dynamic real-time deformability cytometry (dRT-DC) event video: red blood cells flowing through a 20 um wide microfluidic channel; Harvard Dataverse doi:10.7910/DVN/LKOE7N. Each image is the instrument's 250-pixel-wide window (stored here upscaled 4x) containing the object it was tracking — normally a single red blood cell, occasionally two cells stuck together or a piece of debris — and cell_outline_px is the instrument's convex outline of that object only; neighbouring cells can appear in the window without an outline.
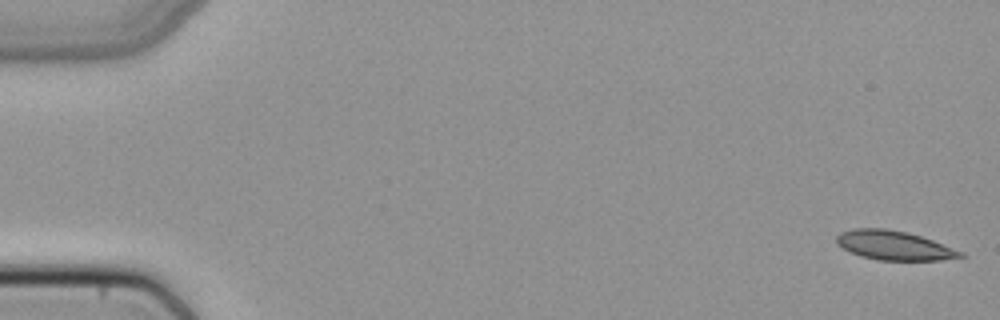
{"species": "common noctule bat (a hibernating species)", "species_latin": "Nyctalus noctula", "temperature_condition": "cold", "stored_images_in_passage": 51, "camera_frame_rate_fps": 3000, "um_per_image_px": 0.085, "animal": {"sex": "female", "body_mass_g": 22.7, "forearm_length_mm": 54.2}, "frame": {"image": 1, "passage_image": 1, "time_ms": 0.0, "image_size_px": [1000, 320], "cell_outline_px": [[964, 256], [940, 260], [880, 260], [860, 256], [836, 244], [836, 236], [840, 232], [852, 228], [884, 228], [904, 232], [920, 236], [932, 240], [964, 252]], "centroid_in_image_um": [75.96, 20.85], "position_along_channel_um": 9.0, "area_um2": 20.87}}
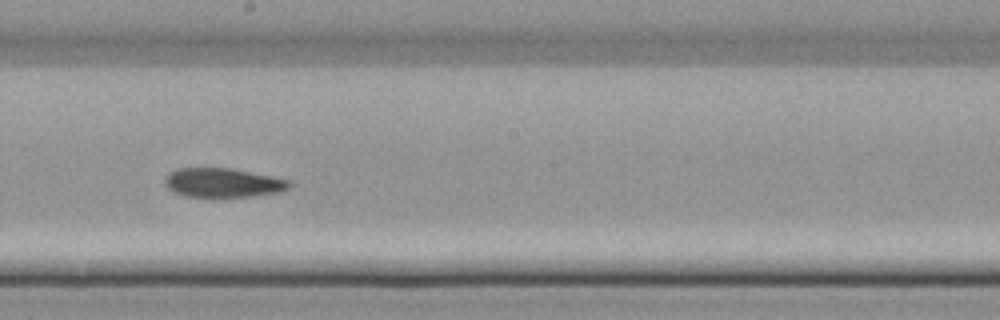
{"frame": {"image": 2, "passage_image": 29, "time_ms": 9.333, "image_size_px": [1000, 320], "cell_outline_px": [[292, 188], [280, 192], [252, 196], [220, 200], [184, 196], [172, 192], [164, 184], [164, 180], [168, 172], [176, 168], [228, 168], [272, 176], [288, 180], [292, 184]], "centroid_in_image_um": [18.91, 15.58], "position_along_channel_um": 229.3, "area_um2": 22.14}}
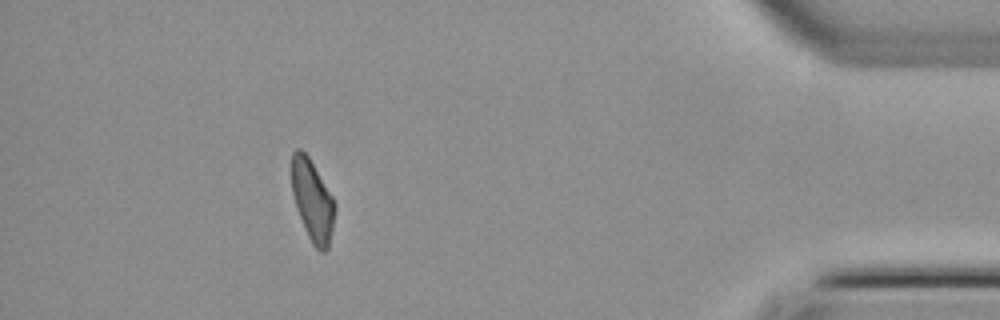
{"frame": {"image": 3, "passage_image": 46, "time_ms": 15.0, "image_size_px": [1000, 320], "cell_outline_px": [[336, 208], [328, 248], [324, 252], [320, 252], [312, 244], [304, 228], [296, 208], [292, 192], [292, 152], [296, 148], [300, 148], [308, 156], [332, 196], [336, 204]], "centroid_in_image_um": [26.55, 17.06], "position_along_channel_um": 408.6, "area_um2": 20.35}}